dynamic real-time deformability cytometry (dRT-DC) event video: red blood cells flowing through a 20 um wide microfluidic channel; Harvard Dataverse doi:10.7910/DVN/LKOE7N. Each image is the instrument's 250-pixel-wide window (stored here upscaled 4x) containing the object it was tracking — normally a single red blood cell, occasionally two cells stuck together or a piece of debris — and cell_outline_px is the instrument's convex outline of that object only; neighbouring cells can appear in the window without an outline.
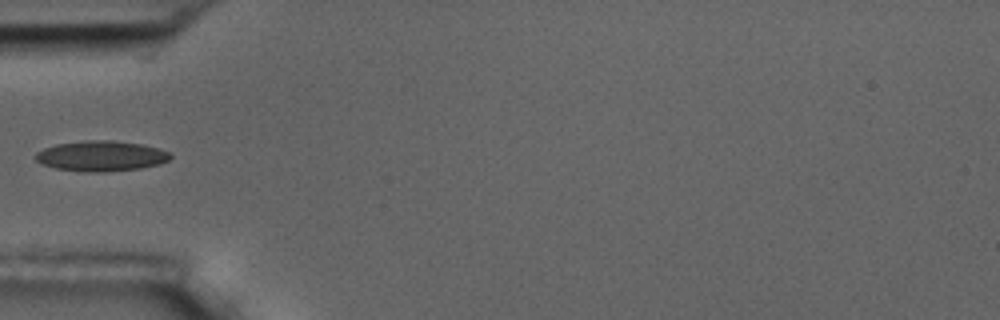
{"species": "common noctule bat (a hibernating species)", "species_latin": "Nyctalus noctula", "temperature_condition": "room temperature", "stored_images_in_passage": 6, "camera_frame_rate_fps": 3000, "um_per_image_px": 0.085, "animal": {"sex": "male", "body_mass_g": 17.5, "forearm_length_mm": 52.3}, "frame": {"image": 1, "passage_image": 6, "time_ms": 6.0, "image_size_px": [1000, 320], "cell_outline_px": [[172, 156], [168, 160], [160, 164], [140, 168], [104, 172], [92, 172], [56, 168], [44, 164], [36, 160], [32, 156], [36, 152], [44, 148], [56, 144], [84, 140], [112, 140], [140, 144], [156, 148], [168, 152]], "centroid_in_image_um": [8.56, 13.25], "position_along_channel_um": 76.4, "area_um2": 23.7}}